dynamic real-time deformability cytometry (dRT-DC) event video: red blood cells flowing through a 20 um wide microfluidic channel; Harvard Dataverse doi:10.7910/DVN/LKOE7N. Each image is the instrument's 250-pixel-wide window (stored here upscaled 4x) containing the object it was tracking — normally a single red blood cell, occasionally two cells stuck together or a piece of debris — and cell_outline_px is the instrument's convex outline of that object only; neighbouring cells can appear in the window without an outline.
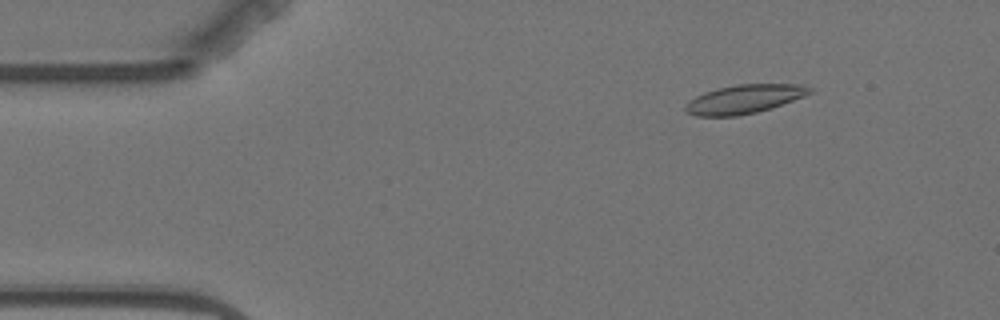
{"species": "Egyptian fruit bat (a non-hibernating species)", "species_latin": "Rousettus aegyptiacus", "temperature_condition": "warm", "stored_images_in_passage": 4, "camera_frame_rate_fps": 3000, "um_per_image_px": 0.085, "animal": {"sex": "female"}, "frame": {"image": 1, "passage_image": 2, "time_ms": 1.0, "image_size_px": [1000, 320], "cell_outline_px": [[812, 92], [804, 96], [772, 108], [756, 112], [736, 116], [696, 116], [688, 112], [684, 108], [684, 104], [688, 100], [704, 92], [716, 88], [736, 84], [800, 84], [812, 88]], "centroid_in_image_um": [63.23, 8.42], "position_along_channel_um": 21.8, "area_um2": 20.92}}